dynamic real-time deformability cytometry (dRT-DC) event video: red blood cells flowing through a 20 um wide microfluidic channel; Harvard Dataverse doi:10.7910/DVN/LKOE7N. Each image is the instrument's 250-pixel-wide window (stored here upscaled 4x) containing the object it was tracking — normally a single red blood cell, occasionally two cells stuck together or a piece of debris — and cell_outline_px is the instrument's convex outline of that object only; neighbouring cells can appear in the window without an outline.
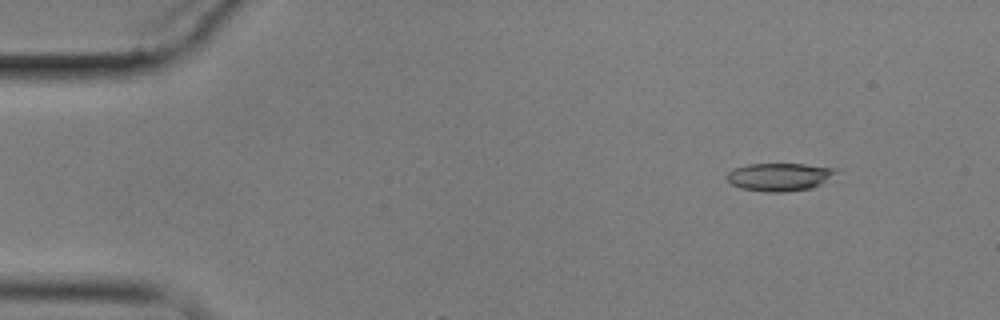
{"species": "common noctule bat (a hibernating species)", "species_latin": "Nyctalus noctula", "temperature_condition": "cold", "stored_images_in_passage": 5, "camera_frame_rate_fps": 3000, "um_per_image_px": 0.085, "animal": {"sex": "male", "body_mass_g": 17.9}, "frame": {"image": 1, "passage_image": 5, "time_ms": 6.0, "image_size_px": [1000, 320], "cell_outline_px": [[836, 172], [820, 184], [812, 188], [788, 192], [768, 192], [740, 188], [732, 184], [724, 176], [732, 168], [748, 164], [804, 164], [836, 168]], "centroid_in_image_um": [66.19, 15.03], "position_along_channel_um": 18.8, "area_um2": 17.74}}